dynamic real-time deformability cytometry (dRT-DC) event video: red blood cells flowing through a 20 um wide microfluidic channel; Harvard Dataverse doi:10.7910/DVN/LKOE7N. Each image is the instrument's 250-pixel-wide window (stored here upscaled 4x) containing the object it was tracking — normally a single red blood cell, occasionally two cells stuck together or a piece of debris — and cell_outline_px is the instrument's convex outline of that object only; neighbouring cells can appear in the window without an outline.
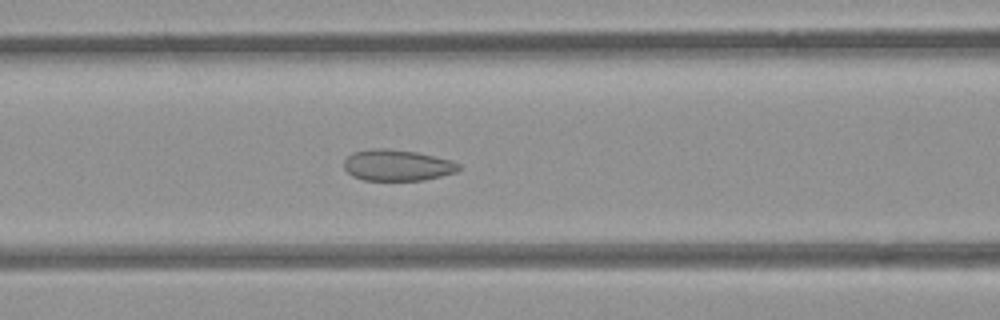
{"species": "common noctule bat (a hibernating species)", "species_latin": "Nyctalus noctula", "temperature_condition": "room temperature", "stored_images_in_passage": 41, "camera_frame_rate_fps": 3000, "um_per_image_px": 0.085, "animal": {"sex": "female", "body_mass_g": 21.9}, "frame": {"image": 1, "passage_image": 12, "time_ms": 3.667, "image_size_px": [1000, 320], "cell_outline_px": [[460, 168], [456, 172], [424, 180], [364, 180], [352, 176], [344, 168], [344, 160], [352, 152], [376, 148], [384, 148], [416, 152], [452, 160], [460, 164]], "centroid_in_image_um": [33.76, 14.04], "position_along_channel_um": 132.8, "area_um2": 20.81}}
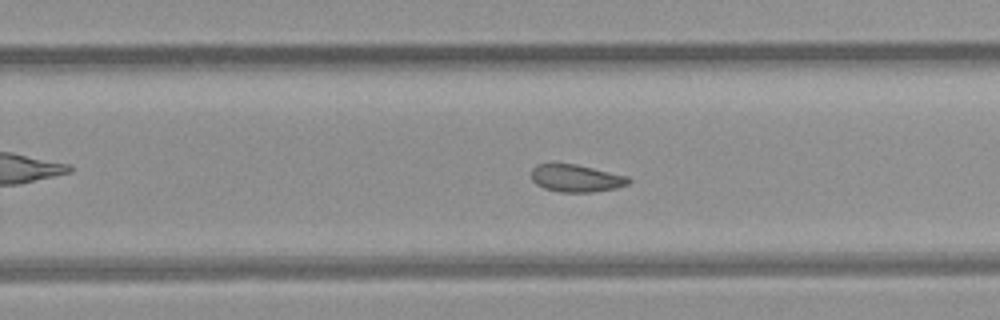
{"frame": {"image": 2, "passage_image": 20, "time_ms": 6.333, "image_size_px": [1000, 320], "cell_outline_px": [[632, 180], [628, 184], [616, 188], [592, 192], [560, 192], [544, 188], [536, 184], [532, 180], [532, 168], [536, 164], [576, 164], [628, 176]], "centroid_in_image_um": [48.98, 15.15], "position_along_channel_um": 280.8, "area_um2": 15.49}}
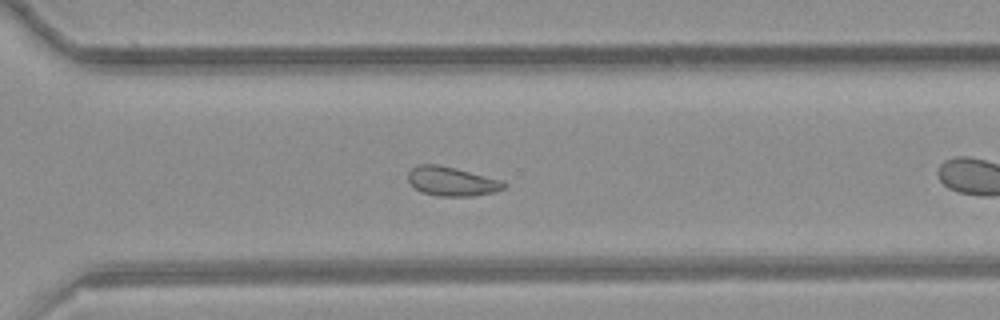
{"frame": {"image": 3, "passage_image": 24, "time_ms": 7.667, "image_size_px": [1000, 320], "cell_outline_px": [[508, 184], [504, 188], [496, 192], [472, 196], [436, 196], [420, 192], [408, 180], [408, 172], [416, 164], [440, 164], [504, 180]], "centroid_in_image_um": [38.43, 15.41], "position_along_channel_um": 332.2, "area_um2": 16.59}, "authors_computed_cell_mechanics": {"area_um2": 20.23, "velocity_mm_per_s": 3.8803, "shape_relaxation_time_tau1_ms": null, "shape_relaxation_time_tau2_ms": 1.7075, "deformation_change_tau1": null, "deformation_change_tau2": 0.0728}}